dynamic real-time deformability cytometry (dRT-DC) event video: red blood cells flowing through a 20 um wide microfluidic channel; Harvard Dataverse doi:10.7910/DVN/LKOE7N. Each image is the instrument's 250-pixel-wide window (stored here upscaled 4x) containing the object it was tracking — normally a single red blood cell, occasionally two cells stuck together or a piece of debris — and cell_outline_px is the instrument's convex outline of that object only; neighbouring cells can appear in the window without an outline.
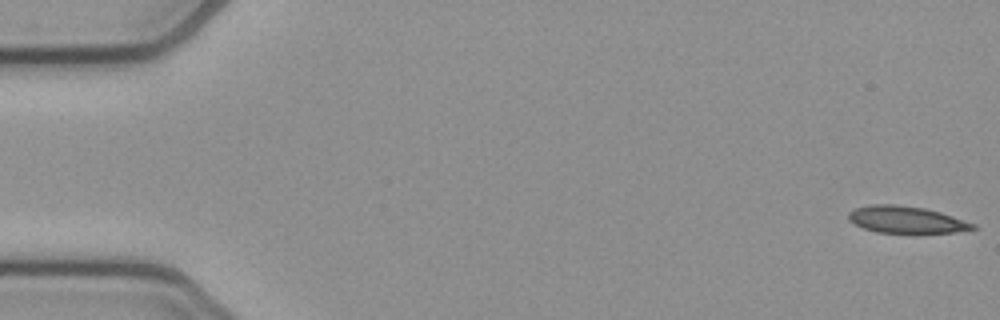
{"species": "common noctule bat (a hibernating species)", "species_latin": "Nyctalus noctula", "temperature_condition": "cold", "stored_images_in_passage": 54, "segment_of_instrument_passage": [1, 2], "camera_frame_rate_fps": 3000, "um_per_image_px": 0.085, "animal": {"sex": "female", "body_mass_g": 21.9}, "frame": {"image": 1, "passage_image": 1, "time_ms": 0.0, "image_size_px": [1000, 320], "cell_outline_px": [[976, 228], [956, 232], [876, 232], [864, 228], [848, 220], [848, 212], [856, 208], [868, 204], [896, 204], [924, 208], [940, 212], [976, 224]], "centroid_in_image_um": [77.0, 18.65], "position_along_channel_um": 8.0, "area_um2": 19.25}}
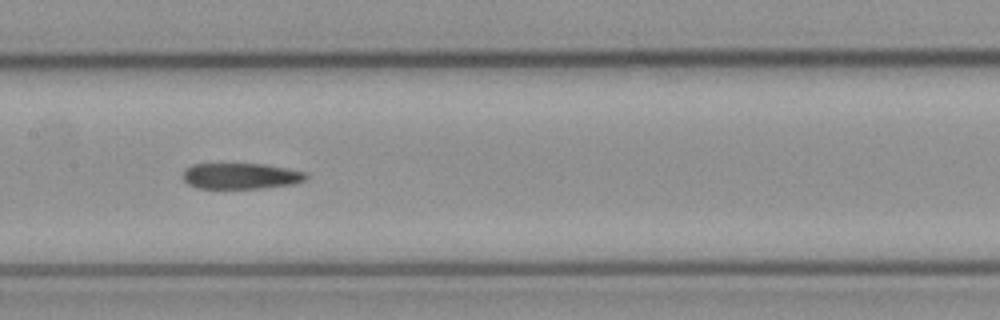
{"frame": {"image": 2, "passage_image": 26, "time_ms": 8.333, "image_size_px": [1000, 320], "cell_outline_px": [[308, 176], [304, 180], [296, 184], [264, 188], [196, 188], [188, 184], [184, 180], [184, 168], [192, 164], [264, 164], [288, 168], [304, 172]], "centroid_in_image_um": [20.48, 14.96], "position_along_channel_um": 186.9, "area_um2": 18.67}}
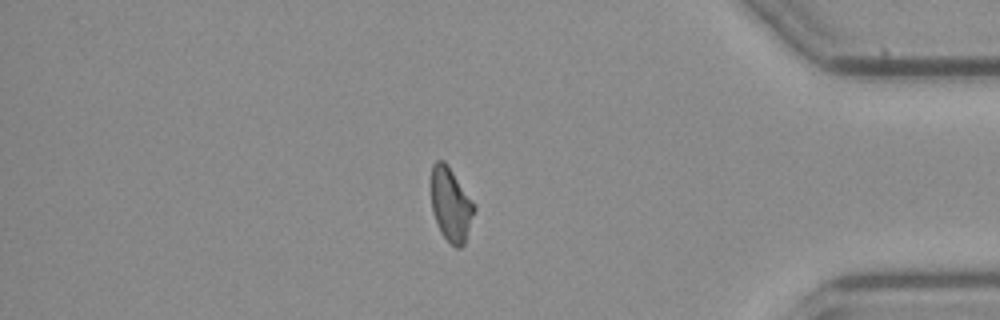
{"frame": {"image": 3, "passage_image": 45, "time_ms": 14.667, "image_size_px": [1000, 320], "cell_outline_px": [[476, 208], [464, 244], [460, 248], [456, 248], [440, 232], [432, 212], [432, 164], [436, 160], [444, 160], [476, 204]], "centroid_in_image_um": [38.34, 17.38], "position_along_channel_um": 396.9, "area_um2": 18.44}}